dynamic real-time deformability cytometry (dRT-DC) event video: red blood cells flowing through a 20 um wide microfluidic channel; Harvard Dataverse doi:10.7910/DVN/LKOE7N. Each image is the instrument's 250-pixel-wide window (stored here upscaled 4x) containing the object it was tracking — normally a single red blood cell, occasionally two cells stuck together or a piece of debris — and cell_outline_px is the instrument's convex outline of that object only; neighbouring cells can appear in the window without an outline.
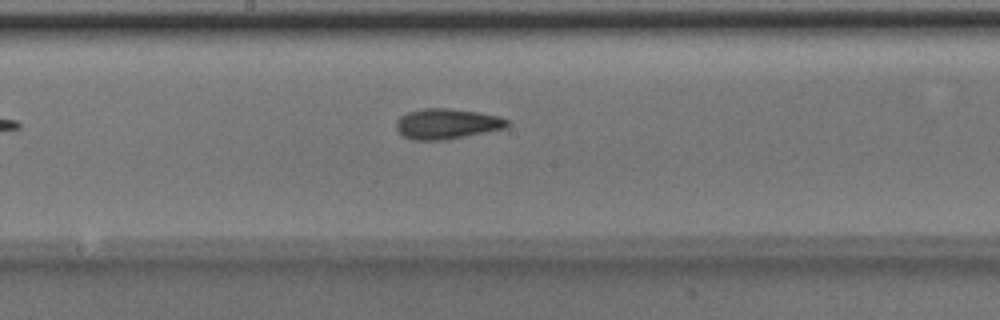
{"species": "Egyptian fruit bat (a non-hibernating species)", "species_latin": "Rousettus aegyptiacus", "temperature_condition": "room temperature", "stored_images_in_passage": 16, "camera_frame_rate_fps": 3000, "um_per_image_px": 0.085, "animal": {"sex": "male"}, "frame": {"image": 1, "passage_image": 12, "time_ms": 3.667, "image_size_px": [1000, 320], "cell_outline_px": [[512, 124], [508, 128], [444, 140], [412, 140], [404, 136], [396, 128], [396, 120], [400, 116], [408, 112], [424, 108], [452, 108], [476, 112], [496, 116], [508, 120]], "centroid_in_image_um": [38.0, 10.52], "position_along_channel_um": 210.2, "area_um2": 19.71}}